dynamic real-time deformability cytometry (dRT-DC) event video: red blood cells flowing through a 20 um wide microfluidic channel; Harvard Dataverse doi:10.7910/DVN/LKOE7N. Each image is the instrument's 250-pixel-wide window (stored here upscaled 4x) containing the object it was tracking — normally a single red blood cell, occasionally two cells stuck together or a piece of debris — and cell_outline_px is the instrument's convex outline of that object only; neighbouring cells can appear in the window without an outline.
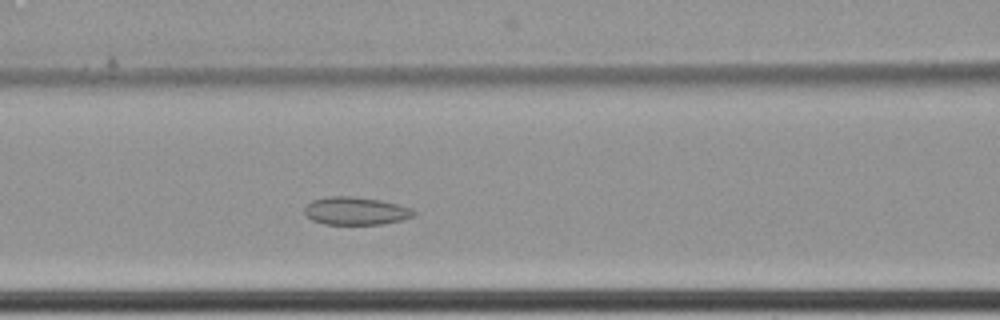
{"species": "common noctule bat (a hibernating species)", "species_latin": "Nyctalus noctula", "temperature_condition": "cold", "stored_images_in_passage": 53, "camera_frame_rate_fps": 3000, "um_per_image_px": 0.085, "animal": {"sex": "female", "body_mass_g": 22.7, "forearm_length_mm": 54.2}, "frame": {"image": 1, "passage_image": 19, "time_ms": 6.0, "image_size_px": [1000, 320], "cell_outline_px": [[416, 216], [400, 220], [380, 224], [324, 224], [312, 220], [304, 212], [304, 208], [312, 200], [328, 196], [352, 196], [380, 200], [400, 204], [412, 208], [416, 212]], "centroid_in_image_um": [30.26, 17.92], "position_along_channel_um": 136.3, "area_um2": 17.8}}
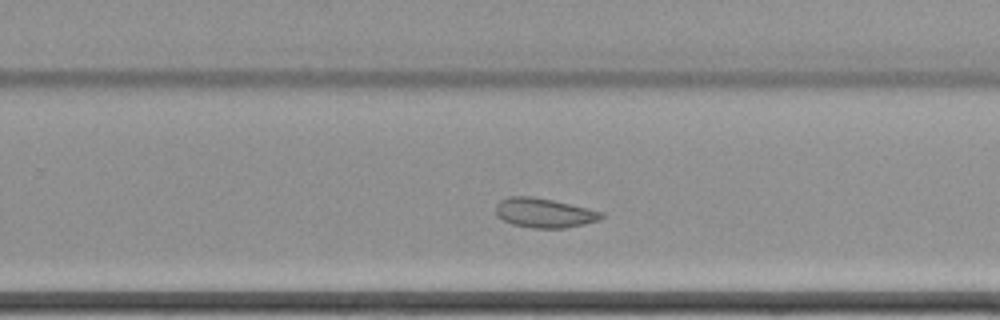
{"frame": {"image": 2, "passage_image": 32, "time_ms": 10.333, "image_size_px": [1000, 320], "cell_outline_px": [[604, 216], [596, 220], [584, 224], [564, 228], [532, 228], [512, 224], [504, 220], [496, 212], [496, 204], [500, 200], [508, 196], [532, 196], [552, 200], [588, 208], [604, 212]], "centroid_in_image_um": [46.25, 18.09], "position_along_channel_um": 283.6, "area_um2": 17.98}}
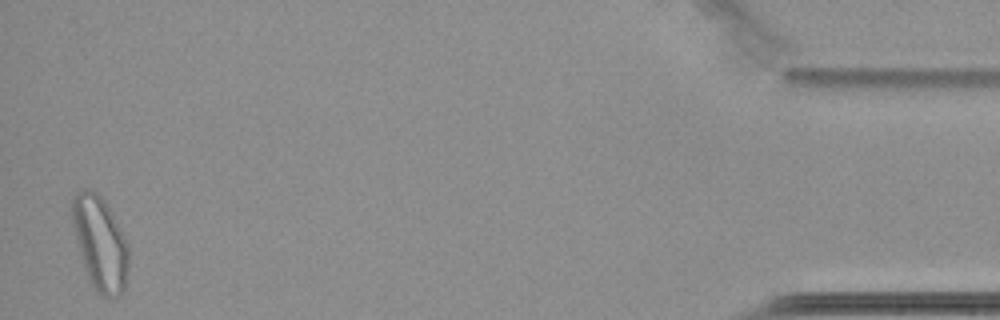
{"frame": {"image": 3, "passage_image": 52, "time_ms": 17.0, "image_size_px": [1000, 320], "cell_outline_px": [[128, 272], [124, 288], [120, 296], [100, 296], [88, 280], [84, 268], [72, 224], [68, 200], [76, 192], [84, 188], [88, 188], [96, 192], [104, 200], [120, 228], [128, 244]], "centroid_in_image_um": [8.46, 20.64], "position_along_channel_um": 426.7, "area_um2": 31.21}, "authors_computed_cell_mechanics": {"area_um2": 20.1144, "velocity_mm_per_s": 3.3971, "shape_relaxation_time_tau1_ms": null, "shape_relaxation_time_tau2_ms": 2.6988, "deformation_change_tau1": null, "deformation_change_tau2": 0.0575}}